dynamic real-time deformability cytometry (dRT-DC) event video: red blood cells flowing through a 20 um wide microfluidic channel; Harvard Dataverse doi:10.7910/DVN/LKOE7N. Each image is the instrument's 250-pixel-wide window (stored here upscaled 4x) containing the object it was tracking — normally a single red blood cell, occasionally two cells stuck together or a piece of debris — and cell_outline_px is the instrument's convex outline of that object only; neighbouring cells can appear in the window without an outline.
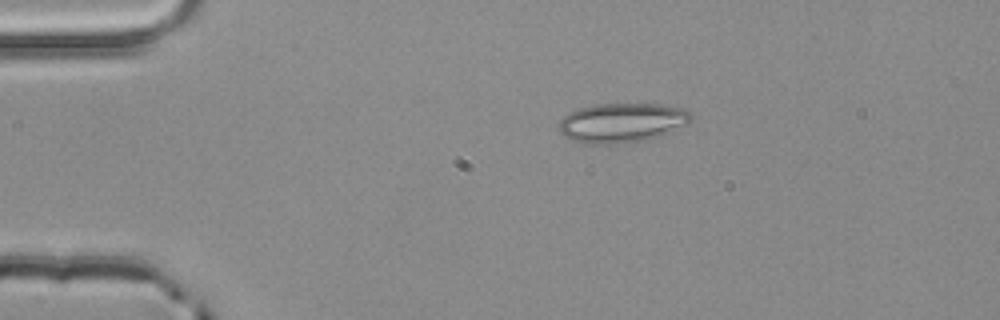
{"species": "common noctule bat (a hibernating species)", "species_latin": "Nyctalus noctula", "temperature_condition": "room temperature", "stored_images_in_passage": 3, "camera_frame_rate_fps": 3000, "um_per_image_px": 0.085, "animal": {"sex": "male", "body_mass_g": 20.4}, "frame": {"image": 1, "passage_image": 3, "time_ms": 0.667, "image_size_px": [1000, 320], "cell_outline_px": [[692, 120], [688, 124], [656, 136], [644, 140], [616, 144], [584, 144], [572, 140], [564, 136], [560, 132], [560, 120], [568, 112], [576, 108], [596, 104], [664, 104], [680, 108], [692, 112]], "centroid_in_image_um": [52.84, 10.42], "position_along_channel_um": 32.2, "area_um2": 30.46}}